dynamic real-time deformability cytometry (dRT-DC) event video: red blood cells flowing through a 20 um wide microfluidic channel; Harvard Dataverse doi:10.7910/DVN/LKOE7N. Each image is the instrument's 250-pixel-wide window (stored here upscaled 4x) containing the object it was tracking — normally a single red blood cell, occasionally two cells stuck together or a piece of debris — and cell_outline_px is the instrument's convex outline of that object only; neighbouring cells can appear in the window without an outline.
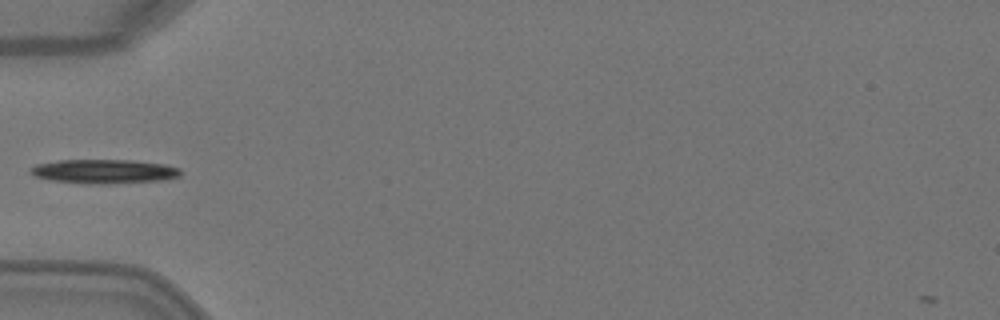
{"species": "Egyptian fruit bat (a non-hibernating species)", "species_latin": "Rousettus aegyptiacus", "temperature_condition": "warm", "stored_images_in_passage": 6, "camera_frame_rate_fps": 3000, "um_per_image_px": 0.085, "animal": {"sex": "female"}, "frame": {"image": 1, "passage_image": 6, "time_ms": 1.667, "image_size_px": [1000, 320], "cell_outline_px": [[180, 176], [164, 180], [108, 184], [88, 184], [48, 180], [36, 176], [28, 172], [28, 168], [36, 164], [60, 160], [132, 160], [164, 164], [180, 168]], "centroid_in_image_um": [8.81, 14.57], "position_along_channel_um": 76.2, "area_um2": 21.33}}